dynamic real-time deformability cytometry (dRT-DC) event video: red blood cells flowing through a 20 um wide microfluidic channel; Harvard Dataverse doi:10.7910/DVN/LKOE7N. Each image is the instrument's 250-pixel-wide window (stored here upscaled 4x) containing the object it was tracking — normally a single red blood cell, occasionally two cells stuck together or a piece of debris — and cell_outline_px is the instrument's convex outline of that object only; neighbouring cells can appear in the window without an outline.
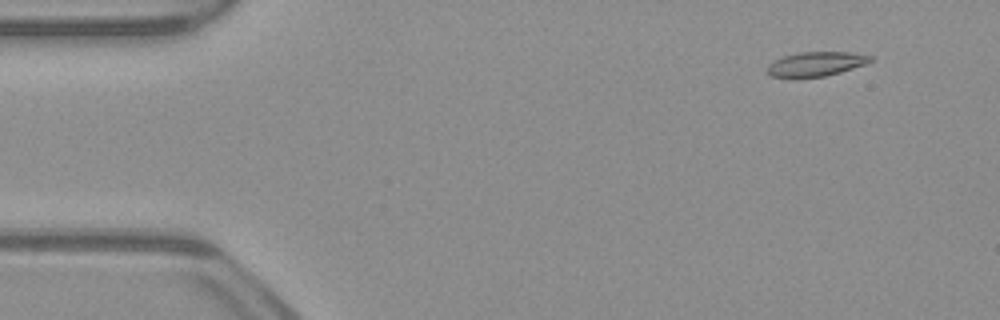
{"species": "common noctule bat (a hibernating species)", "species_latin": "Nyctalus noctula", "temperature_condition": "warm", "stored_images_in_passage": 52, "camera_frame_rate_fps": 3000, "um_per_image_px": 0.085, "animal": {"sex": "male", "body_mass_g": 23.1, "forearm_length_mm": 52.7}, "frame": {"image": 1, "passage_image": 5, "time_ms": 1.333, "image_size_px": [1000, 320], "cell_outline_px": [[872, 60], [864, 64], [840, 72], [824, 76], [772, 76], [768, 72], [768, 64], [772, 60], [784, 56], [800, 52], [852, 52], [872, 56]], "centroid_in_image_um": [69.37, 5.41], "position_along_channel_um": 15.6, "area_um2": 14.22}}
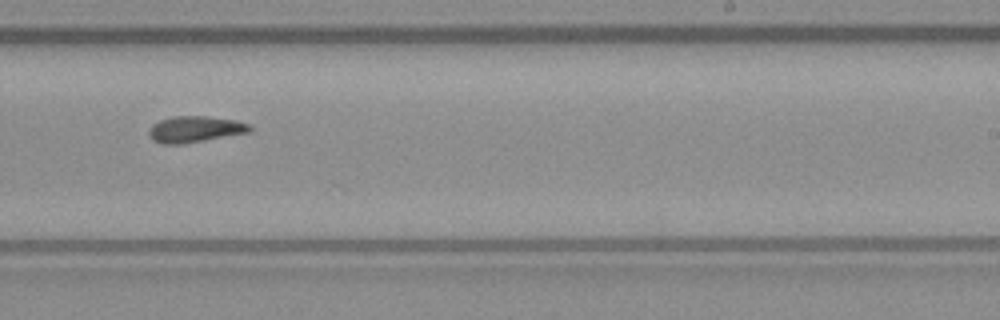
{"frame": {"image": 2, "passage_image": 32, "time_ms": 10.333, "image_size_px": [1000, 320], "cell_outline_px": [[252, 132], [180, 144], [160, 144], [152, 140], [148, 132], [152, 124], [160, 120], [172, 116], [208, 116], [236, 120], [252, 124]], "centroid_in_image_um": [16.6, 10.98], "position_along_channel_um": 272.4, "area_um2": 15.61}}
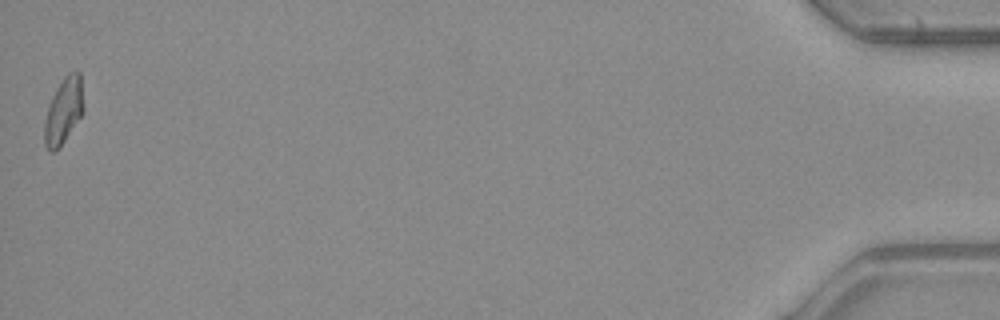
{"frame": {"image": 3, "passage_image": 52, "time_ms": 17.0, "image_size_px": [1000, 320], "cell_outline_px": [[84, 112], [60, 148], [56, 152], [52, 152], [44, 144], [44, 120], [52, 96], [56, 88], [64, 76], [68, 72], [80, 72], [84, 108]], "centroid_in_image_um": [5.41, 9.44], "position_along_channel_um": 429.8, "area_um2": 15.2}}